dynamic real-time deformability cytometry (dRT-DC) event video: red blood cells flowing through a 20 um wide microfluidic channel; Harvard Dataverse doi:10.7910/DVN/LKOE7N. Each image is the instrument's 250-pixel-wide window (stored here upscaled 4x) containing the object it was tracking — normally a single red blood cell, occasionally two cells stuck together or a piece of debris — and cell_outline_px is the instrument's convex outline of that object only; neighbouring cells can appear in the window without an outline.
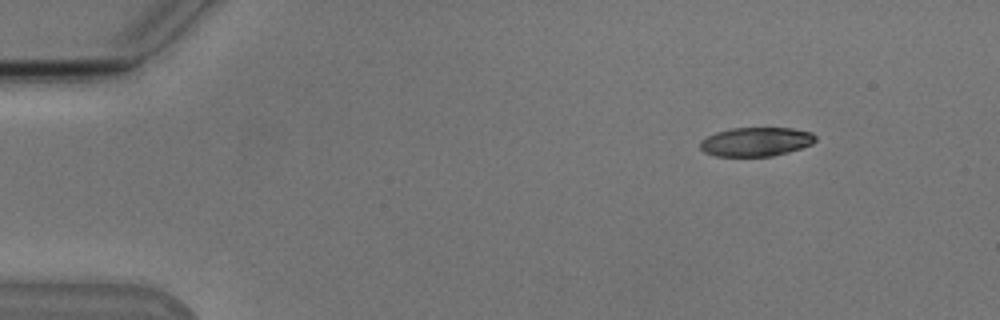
{"species": "Egyptian fruit bat (a non-hibernating species)", "species_latin": "Rousettus aegyptiacus", "temperature_condition": "cold", "stored_images_in_passage": 13, "camera_frame_rate_fps": 3000, "um_per_image_px": 0.085, "animal": {"sex": "male"}, "frame": {"image": 1, "passage_image": 1, "time_ms": 0.0, "image_size_px": [1000, 320], "cell_outline_px": [[816, 140], [812, 144], [788, 152], [772, 156], [716, 156], [704, 152], [700, 148], [700, 140], [716, 132], [732, 128], [792, 128], [812, 132], [816, 136]], "centroid_in_image_um": [64.26, 12.04], "position_along_channel_um": 20.7, "area_um2": 19.48}}
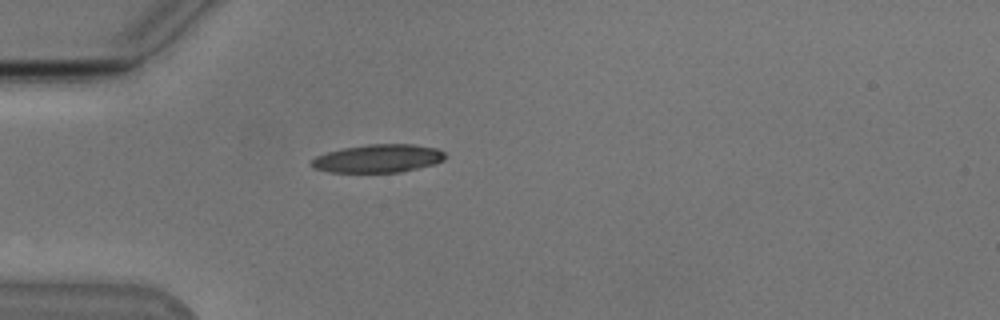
{"frame": {"image": 2, "passage_image": 10, "time_ms": 3.0, "image_size_px": [1000, 320], "cell_outline_px": [[444, 160], [432, 164], [400, 172], [332, 172], [316, 168], [312, 164], [312, 160], [316, 156], [328, 152], [344, 148], [368, 144], [412, 144], [436, 148], [444, 152]], "centroid_in_image_um": [32.16, 13.46], "position_along_channel_um": 52.8, "area_um2": 21.5}}